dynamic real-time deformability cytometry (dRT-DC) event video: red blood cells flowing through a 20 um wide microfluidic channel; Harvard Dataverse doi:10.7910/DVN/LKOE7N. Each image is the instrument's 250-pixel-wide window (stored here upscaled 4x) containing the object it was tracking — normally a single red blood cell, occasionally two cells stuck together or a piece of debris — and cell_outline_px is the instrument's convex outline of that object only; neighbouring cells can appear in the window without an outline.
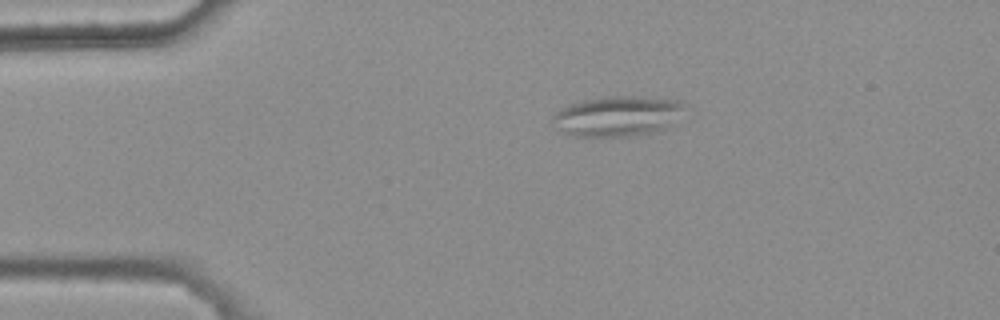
{"species": "common noctule bat (a hibernating species)", "species_latin": "Nyctalus noctula", "temperature_condition": "warm", "stored_images_in_passage": 5, "camera_frame_rate_fps": 3000, "um_per_image_px": 0.085, "animal": {"sex": "female", "body_mass_g": 25.1}, "frame": {"image": 1, "passage_image": 5, "time_ms": 1.333, "image_size_px": [1000, 320], "cell_outline_px": [[688, 104], [664, 128], [636, 136], [572, 136], [556, 128], [552, 120], [552, 116], [556, 112], [572, 104], [584, 100], [604, 96], [640, 96], [676, 100]], "centroid_in_image_um": [52.44, 9.86], "position_along_channel_um": 32.6, "area_um2": 30.46}}